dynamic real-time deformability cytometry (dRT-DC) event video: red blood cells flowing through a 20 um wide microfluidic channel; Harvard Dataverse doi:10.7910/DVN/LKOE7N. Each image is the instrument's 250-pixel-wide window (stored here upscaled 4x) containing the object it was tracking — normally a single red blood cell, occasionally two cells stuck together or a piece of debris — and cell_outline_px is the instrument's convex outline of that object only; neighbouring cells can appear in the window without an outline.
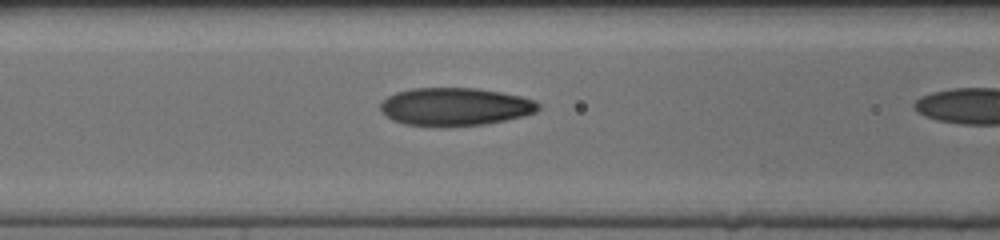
{"species": "human", "species_latin": "Homo sapiens", "temperature_condition": "cold", "stored_images_in_passage": 21, "segment_of_instrument_passage": [2, 2], "camera_frame_rate_fps": 3000, "um_per_image_px": 0.085, "donor": {"sex": "female"}, "frame": {"image": 1, "passage_image": 20, "time_ms": 6.333, "image_size_px": [1000, 240], "cell_outline_px": [[540, 108], [536, 112], [524, 116], [484, 124], [404, 124], [392, 120], [380, 108], [380, 104], [388, 96], [396, 92], [412, 88], [476, 88], [500, 92], [520, 96], [536, 100], [540, 104]], "centroid_in_image_um": [38.72, 9.03], "position_along_channel_um": 127.9, "area_um2": 34.1}}